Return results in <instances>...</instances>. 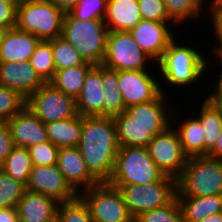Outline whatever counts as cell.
<instances>
[{
	"instance_id": "1",
	"label": "cell",
	"mask_w": 222,
	"mask_h": 222,
	"mask_svg": "<svg viewBox=\"0 0 222 222\" xmlns=\"http://www.w3.org/2000/svg\"><path fill=\"white\" fill-rule=\"evenodd\" d=\"M77 147L90 173L99 182H108L119 149L113 117H82L81 138Z\"/></svg>"
},
{
	"instance_id": "2",
	"label": "cell",
	"mask_w": 222,
	"mask_h": 222,
	"mask_svg": "<svg viewBox=\"0 0 222 222\" xmlns=\"http://www.w3.org/2000/svg\"><path fill=\"white\" fill-rule=\"evenodd\" d=\"M177 39L178 38L176 36L170 42L162 58L156 64V69H158L159 73L161 90L167 95H170L171 93L170 91L167 92L165 90H169L170 87L171 89L173 87L172 90L175 89L173 93L178 92L179 94V91L177 90L179 88L186 89L189 86L188 88L190 89L191 86V88L194 89L192 86H195L196 89L197 84L198 88H201V80L204 81L205 78H207L208 81L211 80L205 76L207 75L208 61L207 55L205 54L209 53H201V49L194 47V44L191 45L192 42L188 41L190 45H187L186 43L184 45V42L186 41H179V39Z\"/></svg>"
},
{
	"instance_id": "3",
	"label": "cell",
	"mask_w": 222,
	"mask_h": 222,
	"mask_svg": "<svg viewBox=\"0 0 222 222\" xmlns=\"http://www.w3.org/2000/svg\"><path fill=\"white\" fill-rule=\"evenodd\" d=\"M108 28L104 20H81L66 13L61 37L69 42L85 62L101 65L107 48Z\"/></svg>"
},
{
	"instance_id": "4",
	"label": "cell",
	"mask_w": 222,
	"mask_h": 222,
	"mask_svg": "<svg viewBox=\"0 0 222 222\" xmlns=\"http://www.w3.org/2000/svg\"><path fill=\"white\" fill-rule=\"evenodd\" d=\"M222 194V159L206 156L187 158L177 178L176 196L201 197Z\"/></svg>"
},
{
	"instance_id": "5",
	"label": "cell",
	"mask_w": 222,
	"mask_h": 222,
	"mask_svg": "<svg viewBox=\"0 0 222 222\" xmlns=\"http://www.w3.org/2000/svg\"><path fill=\"white\" fill-rule=\"evenodd\" d=\"M165 176L150 157L147 147L119 146L113 174L108 183L112 186L142 185L159 182Z\"/></svg>"
},
{
	"instance_id": "6",
	"label": "cell",
	"mask_w": 222,
	"mask_h": 222,
	"mask_svg": "<svg viewBox=\"0 0 222 222\" xmlns=\"http://www.w3.org/2000/svg\"><path fill=\"white\" fill-rule=\"evenodd\" d=\"M66 13L45 0H23L17 7L16 28L43 41L61 37Z\"/></svg>"
},
{
	"instance_id": "7",
	"label": "cell",
	"mask_w": 222,
	"mask_h": 222,
	"mask_svg": "<svg viewBox=\"0 0 222 222\" xmlns=\"http://www.w3.org/2000/svg\"><path fill=\"white\" fill-rule=\"evenodd\" d=\"M121 192L130 215L139 214L170 203L177 193V179L166 175L161 181L148 184L113 186Z\"/></svg>"
},
{
	"instance_id": "8",
	"label": "cell",
	"mask_w": 222,
	"mask_h": 222,
	"mask_svg": "<svg viewBox=\"0 0 222 222\" xmlns=\"http://www.w3.org/2000/svg\"><path fill=\"white\" fill-rule=\"evenodd\" d=\"M78 196L87 205L93 222H134L121 192L108 182H100Z\"/></svg>"
},
{
	"instance_id": "9",
	"label": "cell",
	"mask_w": 222,
	"mask_h": 222,
	"mask_svg": "<svg viewBox=\"0 0 222 222\" xmlns=\"http://www.w3.org/2000/svg\"><path fill=\"white\" fill-rule=\"evenodd\" d=\"M101 65L115 71L154 70L157 67L129 32L119 31L108 32L106 54Z\"/></svg>"
},
{
	"instance_id": "10",
	"label": "cell",
	"mask_w": 222,
	"mask_h": 222,
	"mask_svg": "<svg viewBox=\"0 0 222 222\" xmlns=\"http://www.w3.org/2000/svg\"><path fill=\"white\" fill-rule=\"evenodd\" d=\"M26 106L43 123L67 120L77 114L75 99L49 82L44 83L26 99Z\"/></svg>"
},
{
	"instance_id": "11",
	"label": "cell",
	"mask_w": 222,
	"mask_h": 222,
	"mask_svg": "<svg viewBox=\"0 0 222 222\" xmlns=\"http://www.w3.org/2000/svg\"><path fill=\"white\" fill-rule=\"evenodd\" d=\"M150 157L168 176L178 178L187 162L180 137L171 125L164 132L153 137L147 146Z\"/></svg>"
},
{
	"instance_id": "12",
	"label": "cell",
	"mask_w": 222,
	"mask_h": 222,
	"mask_svg": "<svg viewBox=\"0 0 222 222\" xmlns=\"http://www.w3.org/2000/svg\"><path fill=\"white\" fill-rule=\"evenodd\" d=\"M118 82L125 108L155 100L162 93L158 69L118 71Z\"/></svg>"
},
{
	"instance_id": "13",
	"label": "cell",
	"mask_w": 222,
	"mask_h": 222,
	"mask_svg": "<svg viewBox=\"0 0 222 222\" xmlns=\"http://www.w3.org/2000/svg\"><path fill=\"white\" fill-rule=\"evenodd\" d=\"M173 25L178 26L175 22L142 19L129 33L139 48L157 64L170 42L179 36Z\"/></svg>"
},
{
	"instance_id": "14",
	"label": "cell",
	"mask_w": 222,
	"mask_h": 222,
	"mask_svg": "<svg viewBox=\"0 0 222 222\" xmlns=\"http://www.w3.org/2000/svg\"><path fill=\"white\" fill-rule=\"evenodd\" d=\"M26 189L51 197L58 203L72 201L79 195L66 181L57 165H33Z\"/></svg>"
},
{
	"instance_id": "15",
	"label": "cell",
	"mask_w": 222,
	"mask_h": 222,
	"mask_svg": "<svg viewBox=\"0 0 222 222\" xmlns=\"http://www.w3.org/2000/svg\"><path fill=\"white\" fill-rule=\"evenodd\" d=\"M57 167L78 194L100 183L88 170L78 147H61Z\"/></svg>"
},
{
	"instance_id": "16",
	"label": "cell",
	"mask_w": 222,
	"mask_h": 222,
	"mask_svg": "<svg viewBox=\"0 0 222 222\" xmlns=\"http://www.w3.org/2000/svg\"><path fill=\"white\" fill-rule=\"evenodd\" d=\"M44 83L29 61L0 63V85L17 91L25 99Z\"/></svg>"
},
{
	"instance_id": "17",
	"label": "cell",
	"mask_w": 222,
	"mask_h": 222,
	"mask_svg": "<svg viewBox=\"0 0 222 222\" xmlns=\"http://www.w3.org/2000/svg\"><path fill=\"white\" fill-rule=\"evenodd\" d=\"M14 146L29 147L48 141L45 123L25 105L7 121Z\"/></svg>"
},
{
	"instance_id": "18",
	"label": "cell",
	"mask_w": 222,
	"mask_h": 222,
	"mask_svg": "<svg viewBox=\"0 0 222 222\" xmlns=\"http://www.w3.org/2000/svg\"><path fill=\"white\" fill-rule=\"evenodd\" d=\"M104 87L102 65H94L87 73L80 95L76 98V111L82 117L103 116Z\"/></svg>"
},
{
	"instance_id": "19",
	"label": "cell",
	"mask_w": 222,
	"mask_h": 222,
	"mask_svg": "<svg viewBox=\"0 0 222 222\" xmlns=\"http://www.w3.org/2000/svg\"><path fill=\"white\" fill-rule=\"evenodd\" d=\"M169 96L162 92L155 100L129 106L125 111L141 126H171L175 104Z\"/></svg>"
},
{
	"instance_id": "20",
	"label": "cell",
	"mask_w": 222,
	"mask_h": 222,
	"mask_svg": "<svg viewBox=\"0 0 222 222\" xmlns=\"http://www.w3.org/2000/svg\"><path fill=\"white\" fill-rule=\"evenodd\" d=\"M119 146L147 147L154 136L170 126H141L126 111L113 117Z\"/></svg>"
},
{
	"instance_id": "21",
	"label": "cell",
	"mask_w": 222,
	"mask_h": 222,
	"mask_svg": "<svg viewBox=\"0 0 222 222\" xmlns=\"http://www.w3.org/2000/svg\"><path fill=\"white\" fill-rule=\"evenodd\" d=\"M178 109L179 108L176 107L173 110L172 126L178 132L183 152L188 158L193 156H204L205 135L200 121L192 113L189 114L188 112V115L184 118L185 115H181L183 112H179ZM181 117L184 119L182 118V120L179 121Z\"/></svg>"
},
{
	"instance_id": "22",
	"label": "cell",
	"mask_w": 222,
	"mask_h": 222,
	"mask_svg": "<svg viewBox=\"0 0 222 222\" xmlns=\"http://www.w3.org/2000/svg\"><path fill=\"white\" fill-rule=\"evenodd\" d=\"M40 41L34 34L16 27L9 29L0 43V63L29 61Z\"/></svg>"
},
{
	"instance_id": "23",
	"label": "cell",
	"mask_w": 222,
	"mask_h": 222,
	"mask_svg": "<svg viewBox=\"0 0 222 222\" xmlns=\"http://www.w3.org/2000/svg\"><path fill=\"white\" fill-rule=\"evenodd\" d=\"M59 203L51 197L25 190L19 200V222H48L56 217Z\"/></svg>"
},
{
	"instance_id": "24",
	"label": "cell",
	"mask_w": 222,
	"mask_h": 222,
	"mask_svg": "<svg viewBox=\"0 0 222 222\" xmlns=\"http://www.w3.org/2000/svg\"><path fill=\"white\" fill-rule=\"evenodd\" d=\"M142 20L138 0H108L104 22L109 31L130 32Z\"/></svg>"
},
{
	"instance_id": "25",
	"label": "cell",
	"mask_w": 222,
	"mask_h": 222,
	"mask_svg": "<svg viewBox=\"0 0 222 222\" xmlns=\"http://www.w3.org/2000/svg\"><path fill=\"white\" fill-rule=\"evenodd\" d=\"M181 208L183 222H198L203 218L222 212V194L201 197L176 196Z\"/></svg>"
},
{
	"instance_id": "26",
	"label": "cell",
	"mask_w": 222,
	"mask_h": 222,
	"mask_svg": "<svg viewBox=\"0 0 222 222\" xmlns=\"http://www.w3.org/2000/svg\"><path fill=\"white\" fill-rule=\"evenodd\" d=\"M205 95L201 104V107L197 113L192 114L200 121L204 132V156L208 155L216 146V142L219 139V135L222 129V116L216 106L210 102L205 96L206 92H202ZM195 113V114H194ZM200 113V114H199Z\"/></svg>"
},
{
	"instance_id": "27",
	"label": "cell",
	"mask_w": 222,
	"mask_h": 222,
	"mask_svg": "<svg viewBox=\"0 0 222 222\" xmlns=\"http://www.w3.org/2000/svg\"><path fill=\"white\" fill-rule=\"evenodd\" d=\"M48 140L56 147H77L81 138L82 116L45 123Z\"/></svg>"
},
{
	"instance_id": "28",
	"label": "cell",
	"mask_w": 222,
	"mask_h": 222,
	"mask_svg": "<svg viewBox=\"0 0 222 222\" xmlns=\"http://www.w3.org/2000/svg\"><path fill=\"white\" fill-rule=\"evenodd\" d=\"M93 66V64L85 62L80 66L56 70L49 83L76 100L81 93L85 77Z\"/></svg>"
},
{
	"instance_id": "29",
	"label": "cell",
	"mask_w": 222,
	"mask_h": 222,
	"mask_svg": "<svg viewBox=\"0 0 222 222\" xmlns=\"http://www.w3.org/2000/svg\"><path fill=\"white\" fill-rule=\"evenodd\" d=\"M102 86L104 87L103 116L114 117L126 110L118 90V71L102 66Z\"/></svg>"
},
{
	"instance_id": "30",
	"label": "cell",
	"mask_w": 222,
	"mask_h": 222,
	"mask_svg": "<svg viewBox=\"0 0 222 222\" xmlns=\"http://www.w3.org/2000/svg\"><path fill=\"white\" fill-rule=\"evenodd\" d=\"M33 168L31 156L26 147L14 146L0 166L13 180L27 186L29 173Z\"/></svg>"
},
{
	"instance_id": "31",
	"label": "cell",
	"mask_w": 222,
	"mask_h": 222,
	"mask_svg": "<svg viewBox=\"0 0 222 222\" xmlns=\"http://www.w3.org/2000/svg\"><path fill=\"white\" fill-rule=\"evenodd\" d=\"M164 3L169 17L178 25V28L186 25L187 21L204 20L207 16L205 15V0H164Z\"/></svg>"
},
{
	"instance_id": "32",
	"label": "cell",
	"mask_w": 222,
	"mask_h": 222,
	"mask_svg": "<svg viewBox=\"0 0 222 222\" xmlns=\"http://www.w3.org/2000/svg\"><path fill=\"white\" fill-rule=\"evenodd\" d=\"M29 62L45 83L50 82L56 71L51 42L41 40Z\"/></svg>"
},
{
	"instance_id": "33",
	"label": "cell",
	"mask_w": 222,
	"mask_h": 222,
	"mask_svg": "<svg viewBox=\"0 0 222 222\" xmlns=\"http://www.w3.org/2000/svg\"><path fill=\"white\" fill-rule=\"evenodd\" d=\"M52 46L55 70H62L85 63L77 50L62 37L49 40Z\"/></svg>"
},
{
	"instance_id": "34",
	"label": "cell",
	"mask_w": 222,
	"mask_h": 222,
	"mask_svg": "<svg viewBox=\"0 0 222 222\" xmlns=\"http://www.w3.org/2000/svg\"><path fill=\"white\" fill-rule=\"evenodd\" d=\"M26 186L0 169V208H17Z\"/></svg>"
},
{
	"instance_id": "35",
	"label": "cell",
	"mask_w": 222,
	"mask_h": 222,
	"mask_svg": "<svg viewBox=\"0 0 222 222\" xmlns=\"http://www.w3.org/2000/svg\"><path fill=\"white\" fill-rule=\"evenodd\" d=\"M134 222H183L182 212L175 197L165 206L139 214Z\"/></svg>"
},
{
	"instance_id": "36",
	"label": "cell",
	"mask_w": 222,
	"mask_h": 222,
	"mask_svg": "<svg viewBox=\"0 0 222 222\" xmlns=\"http://www.w3.org/2000/svg\"><path fill=\"white\" fill-rule=\"evenodd\" d=\"M56 216L59 222H93L87 205L79 196L72 201L59 203Z\"/></svg>"
},
{
	"instance_id": "37",
	"label": "cell",
	"mask_w": 222,
	"mask_h": 222,
	"mask_svg": "<svg viewBox=\"0 0 222 222\" xmlns=\"http://www.w3.org/2000/svg\"><path fill=\"white\" fill-rule=\"evenodd\" d=\"M26 105L17 91L0 85V122H7Z\"/></svg>"
},
{
	"instance_id": "38",
	"label": "cell",
	"mask_w": 222,
	"mask_h": 222,
	"mask_svg": "<svg viewBox=\"0 0 222 222\" xmlns=\"http://www.w3.org/2000/svg\"><path fill=\"white\" fill-rule=\"evenodd\" d=\"M108 0H78L69 12L74 18L81 20H104Z\"/></svg>"
},
{
	"instance_id": "39",
	"label": "cell",
	"mask_w": 222,
	"mask_h": 222,
	"mask_svg": "<svg viewBox=\"0 0 222 222\" xmlns=\"http://www.w3.org/2000/svg\"><path fill=\"white\" fill-rule=\"evenodd\" d=\"M32 163L35 166L57 165L59 149L49 140L27 147Z\"/></svg>"
},
{
	"instance_id": "40",
	"label": "cell",
	"mask_w": 222,
	"mask_h": 222,
	"mask_svg": "<svg viewBox=\"0 0 222 222\" xmlns=\"http://www.w3.org/2000/svg\"><path fill=\"white\" fill-rule=\"evenodd\" d=\"M142 19L174 22L168 15L164 0H138Z\"/></svg>"
},
{
	"instance_id": "41",
	"label": "cell",
	"mask_w": 222,
	"mask_h": 222,
	"mask_svg": "<svg viewBox=\"0 0 222 222\" xmlns=\"http://www.w3.org/2000/svg\"><path fill=\"white\" fill-rule=\"evenodd\" d=\"M206 15L208 20H211V23L207 21V23L211 24L212 27L210 26L211 31H213V35L215 37V40L213 39L214 42H216V45H214L212 48V54L214 56H218L222 52V5L215 6L210 12H208ZM210 15V16H209ZM218 44V45H217Z\"/></svg>"
},
{
	"instance_id": "42",
	"label": "cell",
	"mask_w": 222,
	"mask_h": 222,
	"mask_svg": "<svg viewBox=\"0 0 222 222\" xmlns=\"http://www.w3.org/2000/svg\"><path fill=\"white\" fill-rule=\"evenodd\" d=\"M210 57L211 56H209L208 57V61H207V73H213L212 71H213V67H214V71L216 70V67L215 66H217V69H218V67H219V69L222 67L221 65H222V61L217 57V56H215L214 57V55H213V61L212 62H210ZM214 59H216V63H215V60ZM219 62H218V61ZM218 62V63H217ZM216 65H215V64ZM221 63V64H220ZM212 64H214V66H212ZM219 69L218 70H216L215 72L217 73L216 75V77H214L215 79L214 80H211L209 83H211V85L209 86V87H211L212 89H210L209 88V90L211 91L210 92V94L207 92V96H206V98L207 99H222V68L220 69V71H219ZM211 70V71H210ZM210 71V72H209ZM218 71V72H217ZM214 81V82H213ZM214 83V84H213ZM213 86V87H212Z\"/></svg>"
},
{
	"instance_id": "43",
	"label": "cell",
	"mask_w": 222,
	"mask_h": 222,
	"mask_svg": "<svg viewBox=\"0 0 222 222\" xmlns=\"http://www.w3.org/2000/svg\"><path fill=\"white\" fill-rule=\"evenodd\" d=\"M14 147L11 131L7 122H0V166Z\"/></svg>"
},
{
	"instance_id": "44",
	"label": "cell",
	"mask_w": 222,
	"mask_h": 222,
	"mask_svg": "<svg viewBox=\"0 0 222 222\" xmlns=\"http://www.w3.org/2000/svg\"><path fill=\"white\" fill-rule=\"evenodd\" d=\"M17 9L5 2L0 1V25L9 29L16 26Z\"/></svg>"
},
{
	"instance_id": "45",
	"label": "cell",
	"mask_w": 222,
	"mask_h": 222,
	"mask_svg": "<svg viewBox=\"0 0 222 222\" xmlns=\"http://www.w3.org/2000/svg\"><path fill=\"white\" fill-rule=\"evenodd\" d=\"M0 222H19L17 208H0Z\"/></svg>"
},
{
	"instance_id": "46",
	"label": "cell",
	"mask_w": 222,
	"mask_h": 222,
	"mask_svg": "<svg viewBox=\"0 0 222 222\" xmlns=\"http://www.w3.org/2000/svg\"><path fill=\"white\" fill-rule=\"evenodd\" d=\"M45 1L54 4L58 8H61L65 13L70 12L78 2V0H45Z\"/></svg>"
},
{
	"instance_id": "47",
	"label": "cell",
	"mask_w": 222,
	"mask_h": 222,
	"mask_svg": "<svg viewBox=\"0 0 222 222\" xmlns=\"http://www.w3.org/2000/svg\"><path fill=\"white\" fill-rule=\"evenodd\" d=\"M208 156L216 159H222V129L219 135V139L216 142L215 148L208 154Z\"/></svg>"
},
{
	"instance_id": "48",
	"label": "cell",
	"mask_w": 222,
	"mask_h": 222,
	"mask_svg": "<svg viewBox=\"0 0 222 222\" xmlns=\"http://www.w3.org/2000/svg\"><path fill=\"white\" fill-rule=\"evenodd\" d=\"M198 222H222V212L207 216Z\"/></svg>"
},
{
	"instance_id": "49",
	"label": "cell",
	"mask_w": 222,
	"mask_h": 222,
	"mask_svg": "<svg viewBox=\"0 0 222 222\" xmlns=\"http://www.w3.org/2000/svg\"><path fill=\"white\" fill-rule=\"evenodd\" d=\"M205 3H207L205 4L206 10L210 12L215 6L222 5V0H205Z\"/></svg>"
},
{
	"instance_id": "50",
	"label": "cell",
	"mask_w": 222,
	"mask_h": 222,
	"mask_svg": "<svg viewBox=\"0 0 222 222\" xmlns=\"http://www.w3.org/2000/svg\"><path fill=\"white\" fill-rule=\"evenodd\" d=\"M208 100L216 106V108L220 111L222 116V99H208Z\"/></svg>"
},
{
	"instance_id": "51",
	"label": "cell",
	"mask_w": 222,
	"mask_h": 222,
	"mask_svg": "<svg viewBox=\"0 0 222 222\" xmlns=\"http://www.w3.org/2000/svg\"><path fill=\"white\" fill-rule=\"evenodd\" d=\"M2 2H5V3H8L12 6H14L16 9L17 7L20 5V3L23 1V0H0Z\"/></svg>"
},
{
	"instance_id": "52",
	"label": "cell",
	"mask_w": 222,
	"mask_h": 222,
	"mask_svg": "<svg viewBox=\"0 0 222 222\" xmlns=\"http://www.w3.org/2000/svg\"><path fill=\"white\" fill-rule=\"evenodd\" d=\"M8 30H9L8 27H5L4 25H0V43L2 42V40H3V38L6 35Z\"/></svg>"
},
{
	"instance_id": "53",
	"label": "cell",
	"mask_w": 222,
	"mask_h": 222,
	"mask_svg": "<svg viewBox=\"0 0 222 222\" xmlns=\"http://www.w3.org/2000/svg\"><path fill=\"white\" fill-rule=\"evenodd\" d=\"M48 222H59L57 216Z\"/></svg>"
},
{
	"instance_id": "54",
	"label": "cell",
	"mask_w": 222,
	"mask_h": 222,
	"mask_svg": "<svg viewBox=\"0 0 222 222\" xmlns=\"http://www.w3.org/2000/svg\"><path fill=\"white\" fill-rule=\"evenodd\" d=\"M217 57L222 61V52Z\"/></svg>"
}]
</instances>
